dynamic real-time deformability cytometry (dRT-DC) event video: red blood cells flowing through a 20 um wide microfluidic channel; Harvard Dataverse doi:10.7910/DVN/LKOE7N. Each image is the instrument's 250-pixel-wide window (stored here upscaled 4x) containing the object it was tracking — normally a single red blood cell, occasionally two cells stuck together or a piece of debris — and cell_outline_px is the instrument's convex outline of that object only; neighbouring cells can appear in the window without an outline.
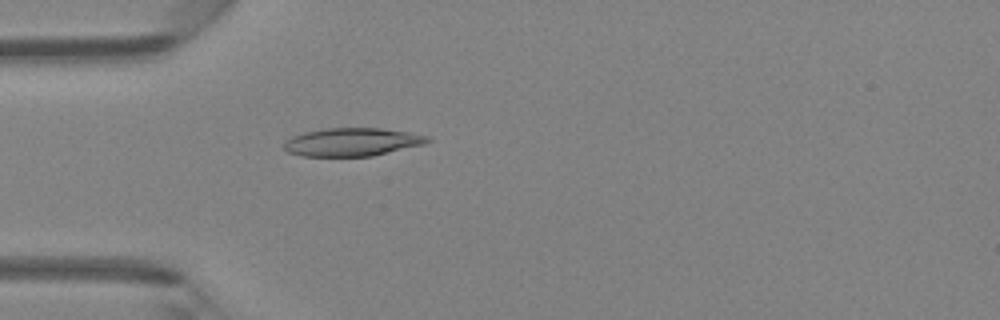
{"species": "Egyptian fruit bat (a non-hibernating species)", "species_latin": "Rousettus aegyptiacus", "temperature_condition": "room temperature", "stored_images_in_passage": 3, "camera_frame_rate_fps": 3000, "um_per_image_px": 0.085, "animal": {"sex": "female"}, "frame": {"image": 1, "passage_image": 3, "time_ms": 2.333, "image_size_px": [1000, 320], "cell_outline_px": [[432, 140], [424, 144], [372, 156], [300, 156], [288, 152], [284, 148], [284, 140], [292, 136], [304, 132], [324, 128], [380, 128], [408, 132], [428, 136]], "centroid_in_image_um": [29.9, 12.07], "position_along_channel_um": 55.1, "area_um2": 23.58}}